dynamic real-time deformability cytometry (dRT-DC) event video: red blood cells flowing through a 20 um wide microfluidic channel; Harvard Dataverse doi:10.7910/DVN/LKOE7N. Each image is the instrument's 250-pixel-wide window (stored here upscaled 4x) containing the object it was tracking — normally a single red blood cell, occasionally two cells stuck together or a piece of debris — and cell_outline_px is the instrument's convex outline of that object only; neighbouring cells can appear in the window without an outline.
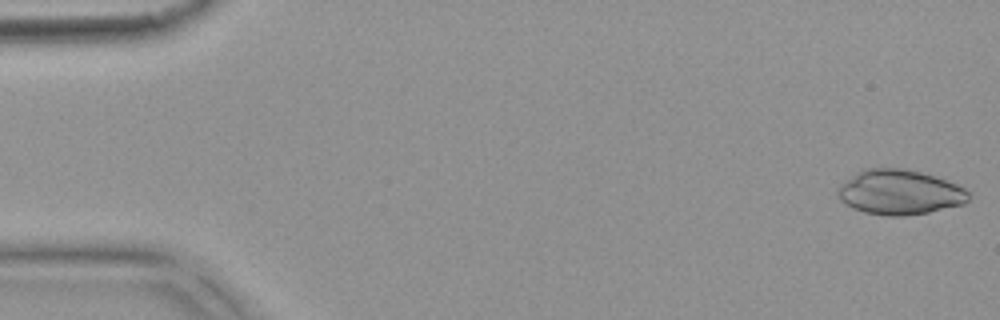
{"species": "common noctule bat (a hibernating species)", "species_latin": "Nyctalus noctula", "temperature_condition": "warm", "stored_images_in_passage": 6, "camera_frame_rate_fps": 3000, "um_per_image_px": 0.085, "animal": {"sex": "female", "body_mass_g": 18.4}, "frame": {"image": 1, "passage_image": 1, "time_ms": 0.0, "image_size_px": [1000, 320], "cell_outline_px": [[968, 200], [964, 204], [928, 212], [904, 216], [888, 216], [864, 212], [852, 208], [844, 204], [840, 200], [836, 192], [836, 188], [844, 180], [856, 172], [864, 168], [904, 168], [936, 176], [956, 184], [964, 188], [968, 192]], "centroid_in_image_um": [76.41, 16.33], "position_along_channel_um": 8.6, "area_um2": 34.45}}